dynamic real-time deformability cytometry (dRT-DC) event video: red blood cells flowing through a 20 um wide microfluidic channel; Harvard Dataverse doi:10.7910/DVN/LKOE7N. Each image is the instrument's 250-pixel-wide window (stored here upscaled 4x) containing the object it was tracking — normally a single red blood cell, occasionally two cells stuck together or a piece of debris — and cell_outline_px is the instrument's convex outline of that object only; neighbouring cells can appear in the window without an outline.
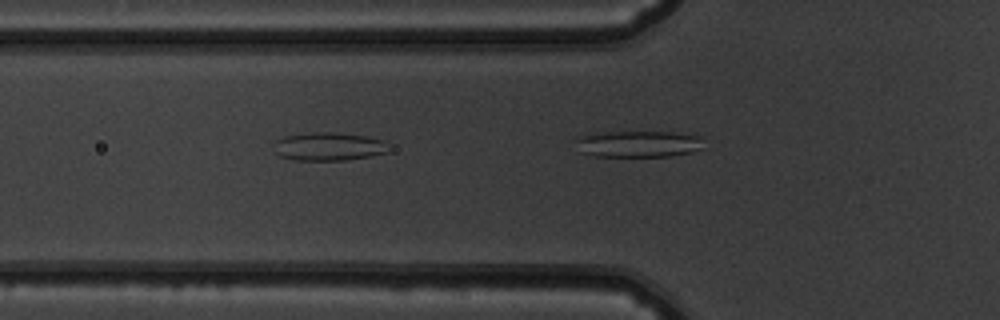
{"species": "common noctule bat (a hibernating species)", "species_latin": "Nyctalus noctula", "temperature_condition": "warm", "stored_images_in_passage": 13, "camera_frame_rate_fps": 3000, "um_per_image_px": 0.085, "animal": {"sex": "male", "body_mass_g": 19.5, "forearm_length_mm": 54.6}, "frame": {"image": 1, "passage_image": 13, "time_ms": 4.0, "image_size_px": [1000, 320], "cell_outline_px": [[704, 148], [692, 152], [668, 156], [592, 156], [580, 152], [576, 140], [592, 132], [672, 132], [700, 136]], "centroid_in_image_um": [54.27, 12.23], "position_along_channel_um": 71.5, "area_um2": 19.71}}